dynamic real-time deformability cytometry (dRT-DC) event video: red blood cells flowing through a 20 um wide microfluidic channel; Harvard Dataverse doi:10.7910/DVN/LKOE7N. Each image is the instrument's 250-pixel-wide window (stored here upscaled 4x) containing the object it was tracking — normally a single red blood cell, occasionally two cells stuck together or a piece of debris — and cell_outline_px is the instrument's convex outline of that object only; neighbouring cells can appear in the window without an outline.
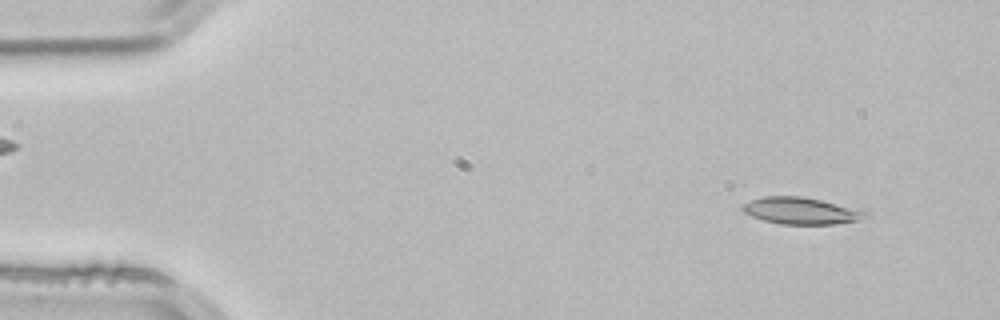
{"species": "common noctule bat (a hibernating species)", "species_latin": "Nyctalus noctula", "temperature_condition": "room temperature", "stored_images_in_passage": 4, "segment_of_instrument_passage": [2, 2], "camera_frame_rate_fps": 3000, "um_per_image_px": 0.085, "animal": {"sex": "male", "body_mass_g": 21.5, "forearm_length_mm": 52.0}, "frame": {"image": 1, "passage_image": 4, "time_ms": 1.0, "image_size_px": [1000, 320], "cell_outline_px": [[872, 216], [860, 220], [836, 224], [780, 224], [764, 220], [752, 216], [744, 212], [740, 208], [744, 204], [752, 200], [764, 196], [804, 196], [864, 208]], "centroid_in_image_um": [68.24, 17.91], "position_along_channel_um": 16.8, "area_um2": 19.77}}